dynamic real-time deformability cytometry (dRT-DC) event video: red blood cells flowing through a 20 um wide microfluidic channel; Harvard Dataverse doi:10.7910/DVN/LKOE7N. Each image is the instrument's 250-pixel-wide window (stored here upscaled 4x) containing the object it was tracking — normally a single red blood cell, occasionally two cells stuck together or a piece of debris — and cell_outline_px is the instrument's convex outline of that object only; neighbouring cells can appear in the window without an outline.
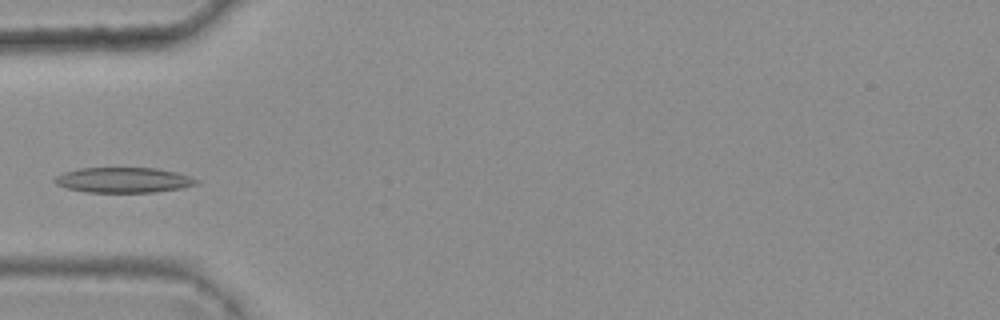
{"species": "common noctule bat (a hibernating species)", "species_latin": "Nyctalus noctula", "temperature_condition": "warm", "stored_images_in_passage": 6, "camera_frame_rate_fps": 3000, "um_per_image_px": 0.085, "animal": {"sex": "female", "body_mass_g": 25.1}, "frame": {"image": 1, "passage_image": 5, "time_ms": 1.333, "image_size_px": [1000, 320], "cell_outline_px": [[200, 184], [180, 188], [152, 192], [84, 192], [68, 188], [56, 184], [52, 180], [56, 176], [64, 172], [80, 168], [156, 168], [176, 172], [200, 180]], "centroid_in_image_um": [10.5, 15.3], "position_along_channel_um": 74.5, "area_um2": 20.81}}
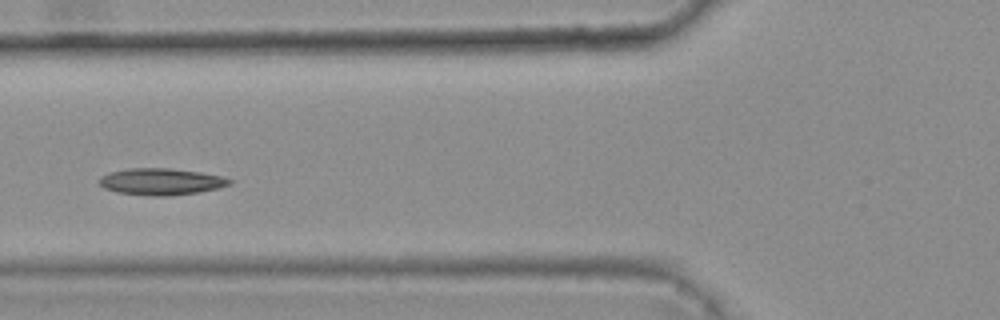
{"frame": {"image": 2, "passage_image": 6, "time_ms": 1.667, "image_size_px": [1000, 320], "cell_outline_px": [[232, 184], [200, 192], [168, 196], [152, 196], [116, 192], [104, 188], [96, 180], [100, 176], [108, 172], [132, 168], [168, 168], [200, 172], [224, 176], [232, 180]], "centroid_in_image_um": [13.67, 15.44], "position_along_channel_um": 112.1, "area_um2": 20.4}}